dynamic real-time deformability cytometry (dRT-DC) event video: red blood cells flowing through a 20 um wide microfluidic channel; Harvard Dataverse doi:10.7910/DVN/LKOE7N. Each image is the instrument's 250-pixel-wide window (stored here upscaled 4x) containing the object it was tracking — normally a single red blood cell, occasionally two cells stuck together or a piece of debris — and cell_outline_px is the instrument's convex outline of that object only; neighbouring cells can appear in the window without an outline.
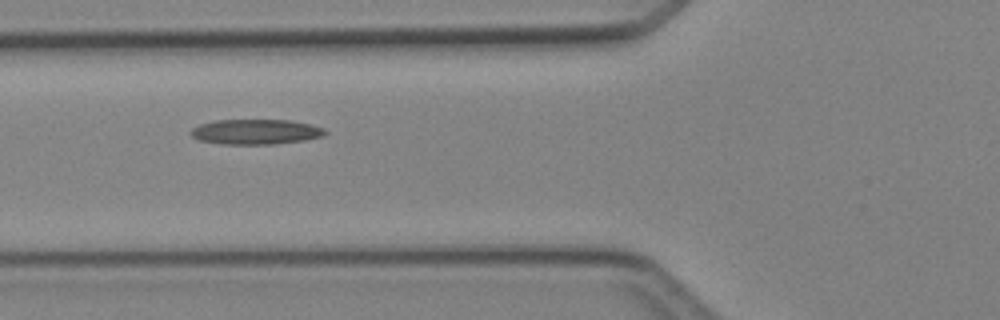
{"species": "Egyptian fruit bat (a non-hibernating species)", "species_latin": "Rousettus aegyptiacus", "temperature_condition": "cold", "stored_images_in_passage": 4, "camera_frame_rate_fps": 3000, "um_per_image_px": 0.085, "animal": {"sex": "female"}, "frame": {"image": 1, "passage_image": 3, "time_ms": 2.333, "image_size_px": [1000, 320], "cell_outline_px": [[328, 132], [324, 136], [304, 140], [276, 144], [224, 144], [200, 140], [192, 136], [188, 132], [192, 128], [200, 124], [216, 120], [292, 120], [324, 128]], "centroid_in_image_um": [21.75, 11.2], "position_along_channel_um": 104.1, "area_um2": 19.65}}
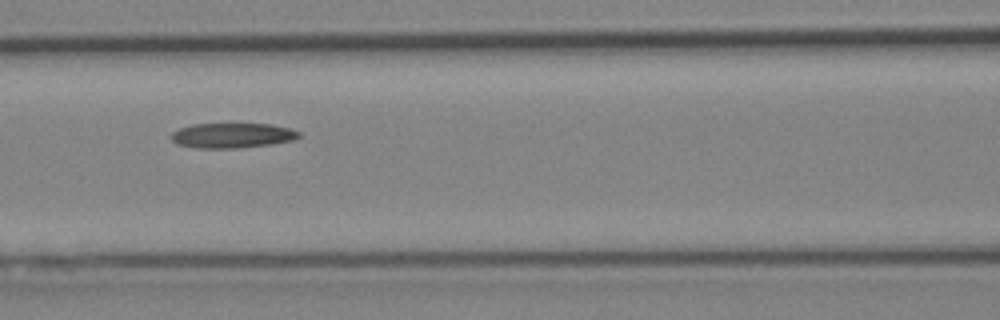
{"frame": {"image": 2, "passage_image": 4, "time_ms": 3.333, "image_size_px": [1000, 320], "cell_outline_px": [[300, 136], [296, 140], [272, 144], [236, 148], [196, 148], [176, 144], [172, 140], [172, 132], [180, 128], [192, 124], [272, 124], [292, 128], [300, 132]], "centroid_in_image_um": [19.78, 11.51], "position_along_channel_um": 146.8, "area_um2": 18.73}}